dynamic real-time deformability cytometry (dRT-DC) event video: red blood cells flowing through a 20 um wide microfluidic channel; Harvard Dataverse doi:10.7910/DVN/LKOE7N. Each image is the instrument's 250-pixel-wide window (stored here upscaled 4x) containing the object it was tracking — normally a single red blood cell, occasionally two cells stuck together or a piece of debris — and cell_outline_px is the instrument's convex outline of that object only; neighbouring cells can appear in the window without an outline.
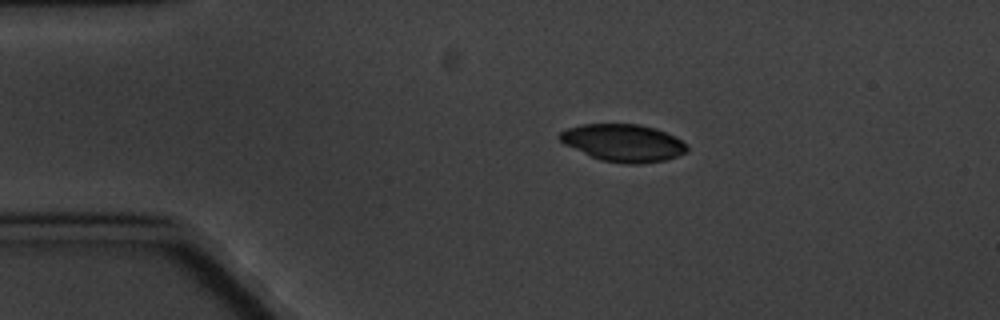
{"species": "common noctule bat (a hibernating species)", "species_latin": "Nyctalus noctula", "temperature_condition": "cold", "stored_images_in_passage": 7, "camera_frame_rate_fps": 3000, "um_per_image_px": 0.085, "animal": {"sex": "male", "body_mass_g": 20.1, "forearm_length_mm": 53.5}, "frame": {"image": 1, "passage_image": 1, "time_ms": 0.0, "image_size_px": [1000, 320], "cell_outline_px": [[688, 152], [664, 160], [640, 164], [628, 164], [604, 160], [592, 156], [564, 144], [556, 136], [560, 132], [568, 128], [580, 124], [640, 124], [656, 128], [688, 144]], "centroid_in_image_um": [52.98, 12.13], "position_along_channel_um": 32.0, "area_um2": 27.51}}
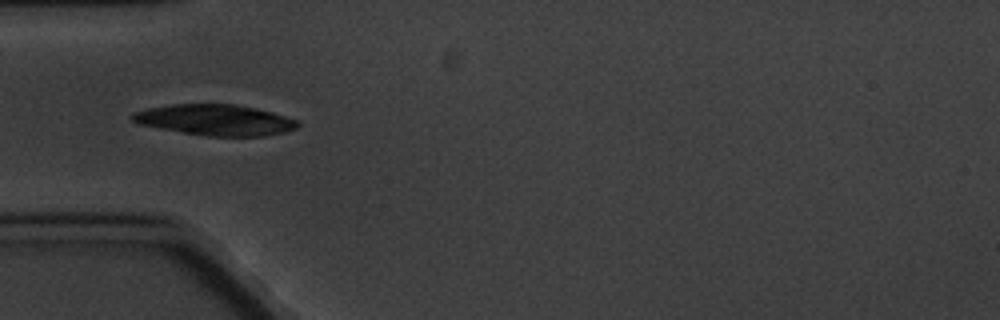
{"frame": {"image": 2, "passage_image": 3, "time_ms": 2.333, "image_size_px": [1000, 320], "cell_outline_px": [[300, 124], [296, 128], [284, 132], [264, 136], [208, 136], [160, 128], [140, 124], [132, 120], [128, 116], [132, 112], [148, 108], [172, 104], [232, 104], [256, 108], [272, 112], [296, 120]], "centroid_in_image_um": [18.27, 10.19], "position_along_channel_um": 66.7, "area_um2": 29.54}}